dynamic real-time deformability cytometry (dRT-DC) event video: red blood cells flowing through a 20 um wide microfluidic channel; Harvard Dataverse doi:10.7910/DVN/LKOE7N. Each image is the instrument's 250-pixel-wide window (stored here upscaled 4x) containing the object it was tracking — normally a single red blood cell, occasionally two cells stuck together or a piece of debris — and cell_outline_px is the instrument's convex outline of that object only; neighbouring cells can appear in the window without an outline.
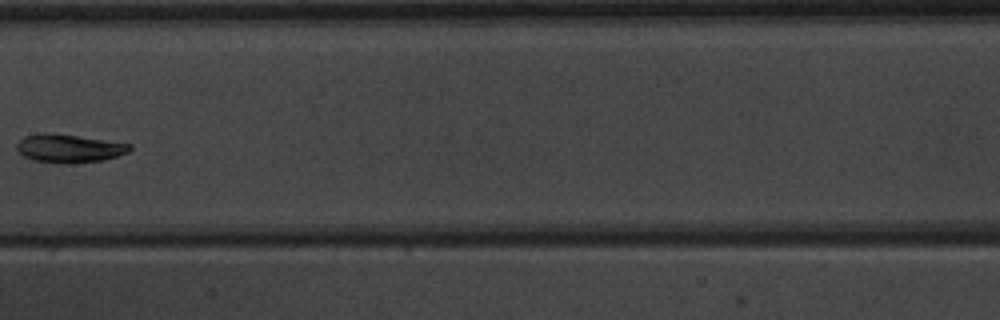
{"species": "common noctule bat (a hibernating species)", "species_latin": "Nyctalus noctula", "temperature_condition": "warm", "stored_images_in_passage": 9, "camera_frame_rate_fps": 3000, "um_per_image_px": 0.085, "animal": {"sex": "male", "body_mass_g": 20.1, "forearm_length_mm": 53.5}, "frame": {"image": 1, "passage_image": 8, "time_ms": 9.0, "image_size_px": [1000, 320], "cell_outline_px": [[132, 148], [128, 152], [104, 160], [68, 164], [60, 164], [32, 160], [24, 156], [16, 148], [16, 144], [24, 136], [40, 132], [48, 132], [132, 144]], "centroid_in_image_um": [5.84, 12.62], "position_along_channel_um": 201.6, "area_um2": 18.73}}
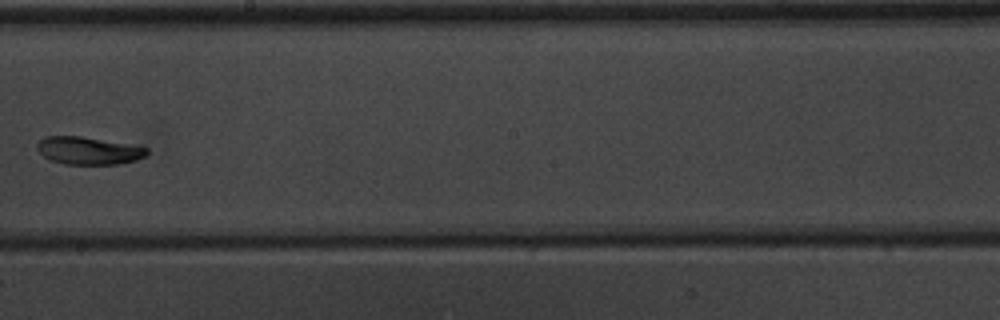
{"frame": {"image": 2, "passage_image": 9, "time_ms": 10.0, "image_size_px": [1000, 320], "cell_outline_px": [[148, 152], [144, 156], [136, 160], [116, 164], [64, 164], [52, 160], [44, 156], [36, 148], [36, 144], [44, 136], [80, 136], [144, 144], [148, 148]], "centroid_in_image_um": [7.61, 12.77], "position_along_channel_um": 240.6, "area_um2": 18.15}}